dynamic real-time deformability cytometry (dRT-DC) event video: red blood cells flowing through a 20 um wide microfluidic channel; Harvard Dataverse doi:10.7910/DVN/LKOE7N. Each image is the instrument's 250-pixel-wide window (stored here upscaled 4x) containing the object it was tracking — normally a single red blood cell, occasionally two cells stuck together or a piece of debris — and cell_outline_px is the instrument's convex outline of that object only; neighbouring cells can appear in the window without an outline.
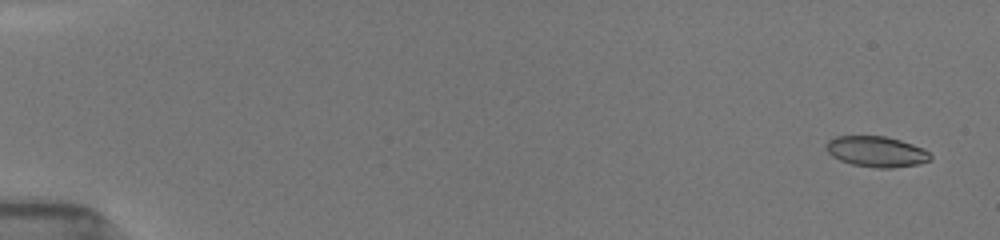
{"species": "common noctule bat (a hibernating species)", "species_latin": "Nyctalus noctula", "temperature_condition": "room temperature", "stored_images_in_passage": 8, "camera_frame_rate_fps": 3000, "um_per_image_px": 0.085, "animal": {"sex": "female", "body_mass_g": 19.5, "forearm_length_mm": 54.1}, "frame": {"image": 1, "passage_image": 1, "time_ms": 0.0, "image_size_px": [1000, 240], "cell_outline_px": [[932, 156], [928, 160], [916, 164], [892, 168], [876, 168], [852, 164], [840, 160], [832, 156], [824, 148], [824, 144], [828, 140], [836, 136], [884, 136], [900, 140], [924, 148]], "centroid_in_image_um": [74.45, 12.88], "position_along_channel_um": 10.6, "area_um2": 18.61}}
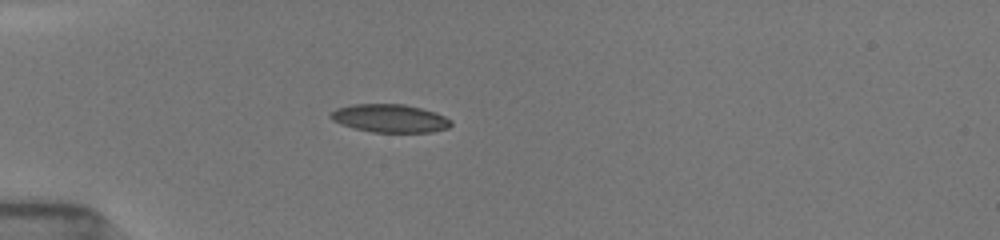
{"frame": {"image": 2, "passage_image": 5, "time_ms": 4.667, "image_size_px": [1000, 240], "cell_outline_px": [[452, 124], [448, 128], [432, 132], [372, 132], [352, 128], [340, 124], [332, 120], [328, 116], [336, 108], [352, 104], [404, 104], [436, 112], [452, 120]], "centroid_in_image_um": [33.13, 10.06], "position_along_channel_um": 51.9, "area_um2": 19.88}}
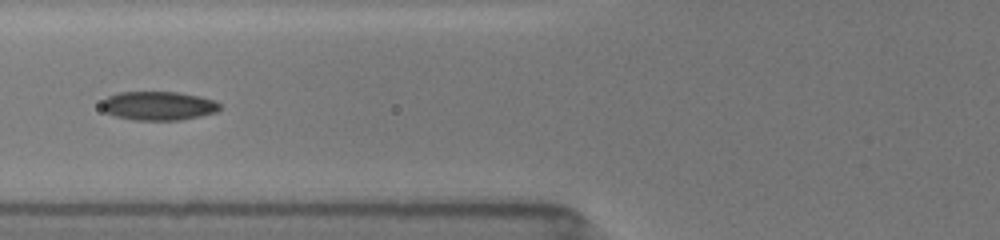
{"frame": {"image": 3, "passage_image": 7, "time_ms": 6.667, "image_size_px": [1000, 240], "cell_outline_px": [[220, 108], [216, 112], [200, 116], [180, 120], [132, 120], [116, 116], [104, 112], [100, 108], [100, 104], [108, 96], [120, 92], [176, 92], [200, 96], [216, 100], [220, 104]], "centroid_in_image_um": [13.45, 8.99], "position_along_channel_um": 112.4, "area_um2": 20.0}}